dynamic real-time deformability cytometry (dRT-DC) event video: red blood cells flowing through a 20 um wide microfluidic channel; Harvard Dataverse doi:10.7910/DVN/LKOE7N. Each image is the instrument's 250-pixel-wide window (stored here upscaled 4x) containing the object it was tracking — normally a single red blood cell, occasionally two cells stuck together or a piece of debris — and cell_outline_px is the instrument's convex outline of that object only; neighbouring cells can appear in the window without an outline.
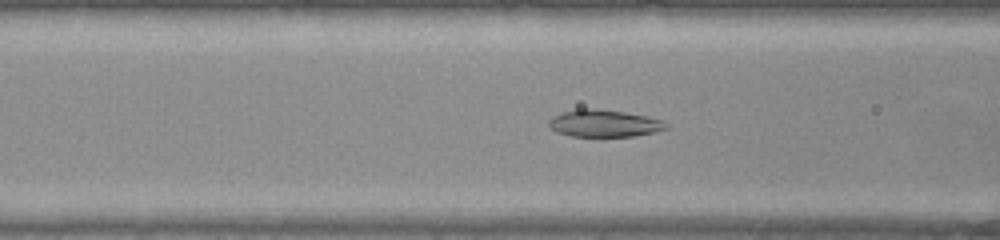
{"species": "common noctule bat (a hibernating species)", "species_latin": "Nyctalus noctula", "temperature_condition": "warm", "stored_images_in_passage": 50, "camera_frame_rate_fps": 3000, "um_per_image_px": 0.085, "animal": {"sex": "female", "body_mass_g": 22.0, "forearm_length_mm": 56.7}, "frame": {"image": 1, "passage_image": 18, "time_ms": 5.667, "image_size_px": [1000, 240], "cell_outline_px": [[668, 128], [656, 132], [632, 136], [572, 136], [556, 132], [548, 124], [548, 120], [552, 116], [576, 108], [596, 108], [624, 112], [664, 120], [668, 124]], "centroid_in_image_um": [51.35, 10.48], "position_along_channel_um": 115.3, "area_um2": 18.61}}
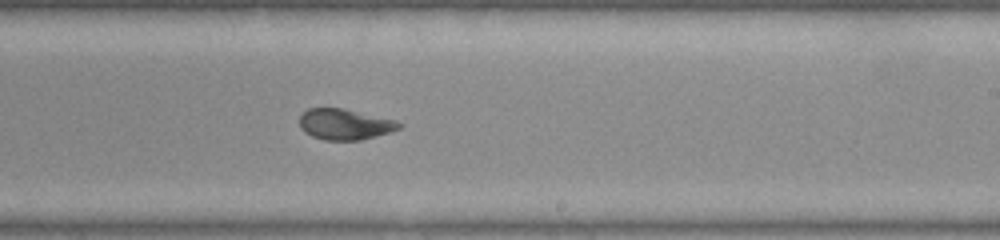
{"frame": {"image": 2, "passage_image": 29, "time_ms": 9.333, "image_size_px": [1000, 240], "cell_outline_px": [[404, 124], [400, 128], [376, 136], [360, 140], [324, 140], [312, 136], [304, 132], [300, 128], [300, 116], [308, 108], [344, 108], [396, 120]], "centroid_in_image_um": [29.31, 10.56], "position_along_channel_um": 259.7, "area_um2": 17.92}}
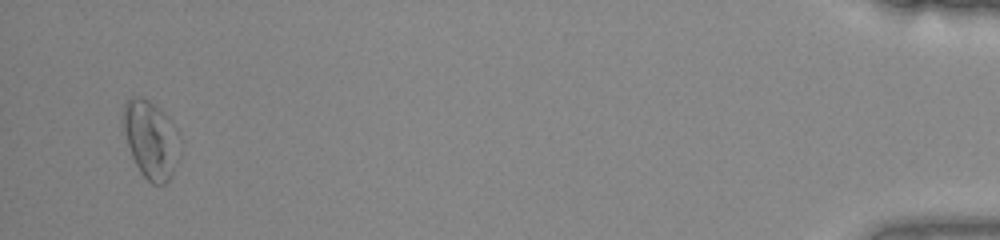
{"frame": {"image": 3, "passage_image": 48, "time_ms": 15.667, "image_size_px": [1000, 240], "cell_outline_px": [[180, 156], [172, 176], [164, 184], [152, 184], [140, 172], [132, 156], [120, 120], [124, 100], [132, 96], [140, 96], [148, 100], [160, 108], [168, 116]], "centroid_in_image_um": [12.74, 11.83], "position_along_channel_um": 422.5, "area_um2": 25.49}, "authors_computed_cell_mechanics": {"area_um2": 18.9295, "velocity_mm_per_s": 3.9453, "shape_relaxation_time_tau1_ms": 3.3938, "shape_relaxation_time_tau2_ms": 1.3284, "deformation_change_tau1": 0.1588, "deformation_change_tau2": 0.0773}}